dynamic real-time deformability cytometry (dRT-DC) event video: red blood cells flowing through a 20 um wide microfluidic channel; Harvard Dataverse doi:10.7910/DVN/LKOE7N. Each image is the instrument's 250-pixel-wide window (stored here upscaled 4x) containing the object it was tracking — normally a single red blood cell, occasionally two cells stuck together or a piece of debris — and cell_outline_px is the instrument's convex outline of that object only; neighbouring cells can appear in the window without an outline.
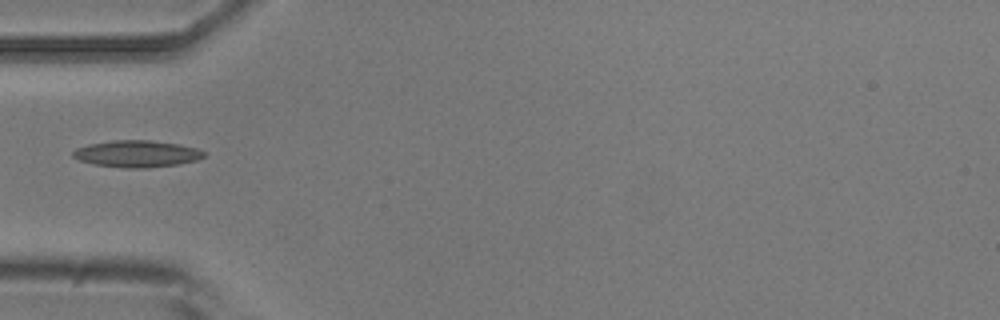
{"species": "common noctule bat (a hibernating species)", "species_latin": "Nyctalus noctula", "temperature_condition": "room temperature", "stored_images_in_passage": 4, "camera_frame_rate_fps": 3000, "um_per_image_px": 0.085, "animal": {"sex": "male", "body_mass_g": 20.5, "forearm_length_mm": 52.5}, "frame": {"image": 1, "passage_image": 4, "time_ms": 4.0, "image_size_px": [1000, 320], "cell_outline_px": [[204, 156], [196, 160], [180, 164], [148, 168], [124, 168], [96, 164], [80, 160], [72, 156], [72, 152], [76, 148], [88, 144], [112, 140], [148, 140], [180, 144], [196, 148], [204, 152]], "centroid_in_image_um": [11.63, 13.07], "position_along_channel_um": 73.4, "area_um2": 20.4}}